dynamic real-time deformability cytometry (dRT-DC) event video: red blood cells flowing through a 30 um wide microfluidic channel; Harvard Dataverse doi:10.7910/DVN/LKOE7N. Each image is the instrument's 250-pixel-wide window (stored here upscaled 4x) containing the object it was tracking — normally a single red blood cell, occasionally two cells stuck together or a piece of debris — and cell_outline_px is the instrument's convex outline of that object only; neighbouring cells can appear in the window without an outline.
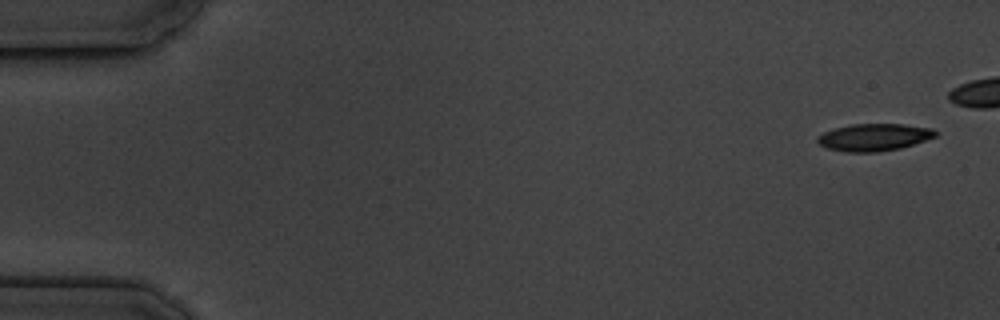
{"species": "common noctule bat (a hibernating species)", "species_latin": "Nyctalus noctula", "temperature_condition": "cold", "stored_images_in_passage": 7, "camera_frame_rate_fps": 3000, "um_per_image_px": 0.085, "animal": {"sex": "male", "body_mass_g": 19.5, "forearm_length_mm": 54.6}, "frame": {"image": 1, "passage_image": 1, "time_ms": 0.0, "image_size_px": [1000, 320], "cell_outline_px": [[940, 132], [936, 136], [900, 148], [876, 152], [844, 152], [828, 148], [820, 144], [816, 140], [816, 136], [832, 128], [852, 124], [904, 124], [932, 128]], "centroid_in_image_um": [74.27, 11.65], "position_along_channel_um": 10.7, "area_um2": 18.79}}